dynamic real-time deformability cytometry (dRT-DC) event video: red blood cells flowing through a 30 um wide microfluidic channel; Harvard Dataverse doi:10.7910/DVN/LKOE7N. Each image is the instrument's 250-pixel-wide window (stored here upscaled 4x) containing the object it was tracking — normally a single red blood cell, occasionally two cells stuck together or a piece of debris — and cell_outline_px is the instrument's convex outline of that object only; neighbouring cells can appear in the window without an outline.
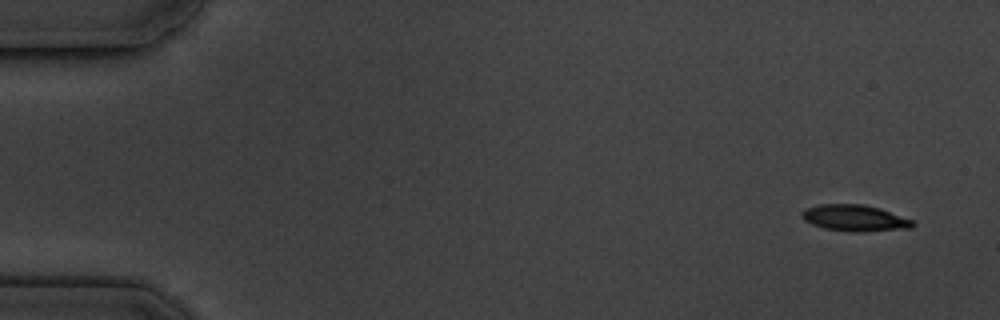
{"species": "common noctule bat (a hibernating species)", "species_latin": "Nyctalus noctula", "temperature_condition": "cold", "stored_images_in_passage": 5, "camera_frame_rate_fps": 3000, "um_per_image_px": 0.085, "animal": {"sex": "male", "body_mass_g": 19.5, "forearm_length_mm": 54.6}, "frame": {"image": 1, "passage_image": 1, "time_ms": 0.0, "image_size_px": [1000, 320], "cell_outline_px": [[916, 224], [912, 228], [856, 232], [824, 228], [812, 224], [804, 220], [800, 212], [804, 208], [820, 204], [864, 204], [880, 208], [912, 220]], "centroid_in_image_um": [72.64, 18.52], "position_along_channel_um": 12.4, "area_um2": 16.99}}
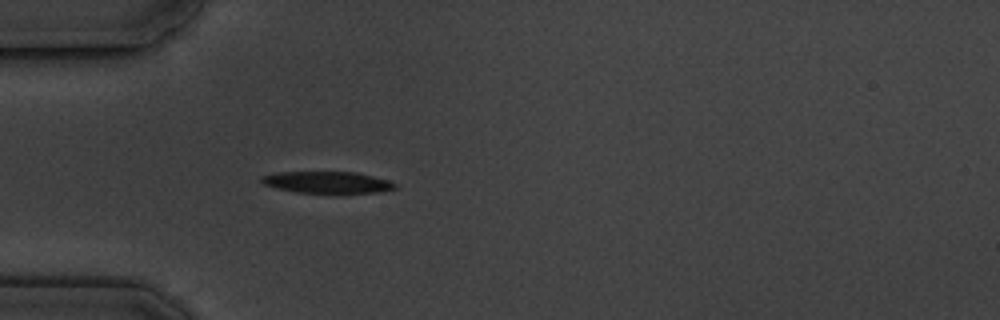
{"frame": {"image": 2, "passage_image": 5, "time_ms": 4.667, "image_size_px": [1000, 320], "cell_outline_px": [[396, 188], [380, 192], [296, 192], [276, 188], [264, 184], [260, 180], [260, 176], [276, 172], [356, 172], [388, 180], [396, 184]], "centroid_in_image_um": [27.78, 15.48], "position_along_channel_um": 57.2, "area_um2": 16.59}}